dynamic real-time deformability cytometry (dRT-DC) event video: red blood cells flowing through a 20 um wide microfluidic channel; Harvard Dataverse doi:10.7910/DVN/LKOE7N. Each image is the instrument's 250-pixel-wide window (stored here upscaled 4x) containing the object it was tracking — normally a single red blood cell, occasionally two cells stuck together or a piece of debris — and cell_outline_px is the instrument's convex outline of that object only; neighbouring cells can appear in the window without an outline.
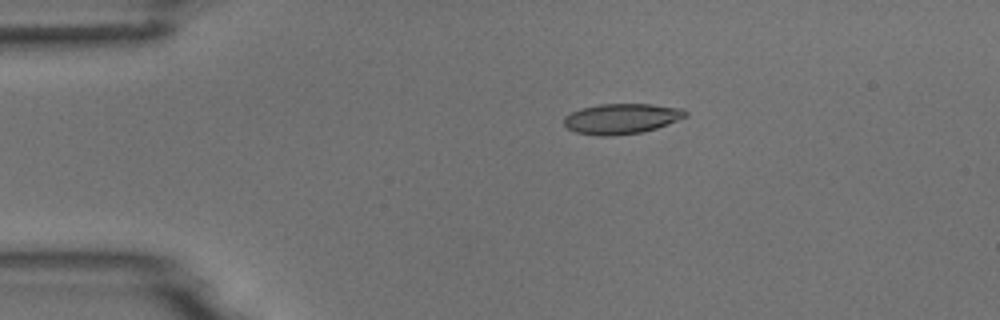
{"species": "common noctule bat (a hibernating species)", "species_latin": "Nyctalus noctula", "temperature_condition": "room temperature", "stored_images_in_passage": 6, "camera_frame_rate_fps": 3000, "um_per_image_px": 0.085, "animal": {"sex": "male", "body_mass_g": 18.8}, "frame": {"image": 1, "passage_image": 3, "time_ms": 3.0, "image_size_px": [1000, 320], "cell_outline_px": [[688, 116], [668, 124], [644, 132], [612, 136], [600, 136], [576, 132], [568, 128], [564, 124], [564, 116], [580, 108], [600, 104], [652, 104], [684, 108], [688, 112]], "centroid_in_image_um": [52.86, 10.08], "position_along_channel_um": 32.1, "area_um2": 21.68}}
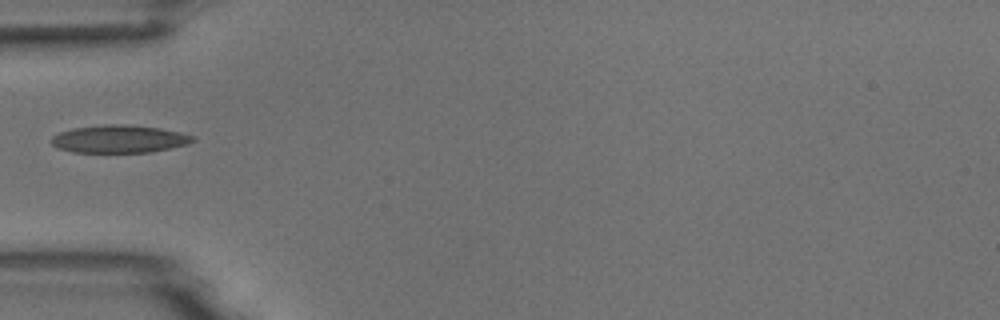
{"frame": {"image": 2, "passage_image": 5, "time_ms": 5.333, "image_size_px": [1000, 320], "cell_outline_px": [[196, 140], [188, 144], [148, 152], [72, 152], [56, 148], [48, 140], [52, 136], [60, 132], [72, 128], [104, 124], [128, 124], [160, 128], [180, 132], [196, 136]], "centroid_in_image_um": [10.11, 11.8], "position_along_channel_um": 74.9, "area_um2": 23.06}}